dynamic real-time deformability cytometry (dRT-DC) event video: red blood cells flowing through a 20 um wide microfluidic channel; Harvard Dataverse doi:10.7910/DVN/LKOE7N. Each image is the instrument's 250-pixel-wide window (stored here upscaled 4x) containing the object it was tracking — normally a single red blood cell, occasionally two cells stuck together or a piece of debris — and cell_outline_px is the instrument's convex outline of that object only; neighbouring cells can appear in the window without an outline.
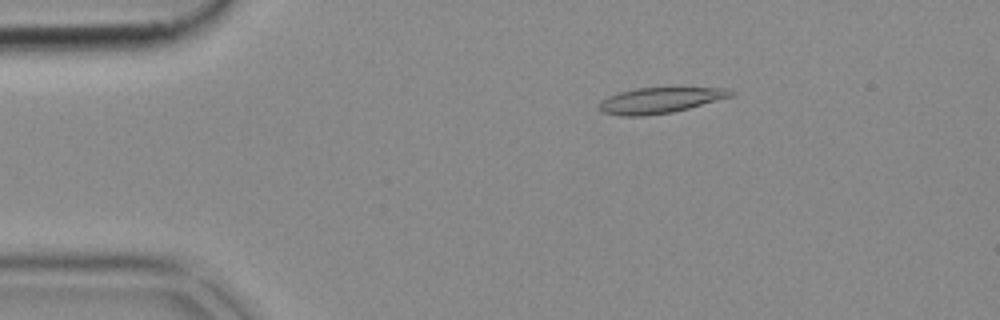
{"species": "common noctule bat (a hibernating species)", "species_latin": "Nyctalus noctula", "temperature_condition": "cold", "stored_images_in_passage": 52, "camera_frame_rate_fps": 3000, "um_per_image_px": 0.085, "animal": {"sex": "female", "body_mass_g": 18.4}, "frame": {"image": 1, "passage_image": 9, "time_ms": 2.667, "image_size_px": [1000, 320], "cell_outline_px": [[736, 92], [732, 96], [688, 108], [672, 112], [644, 116], [620, 116], [604, 112], [600, 108], [600, 104], [604, 100], [620, 92], [636, 88], [728, 88]], "centroid_in_image_um": [56.15, 8.53], "position_along_channel_um": 28.8, "area_um2": 19.25}}
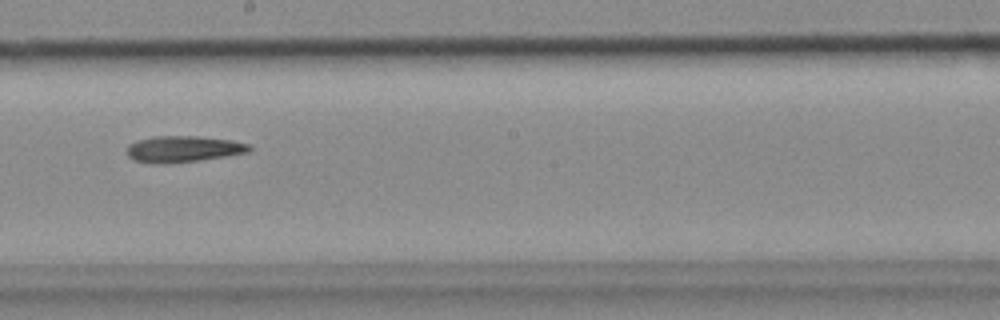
{"frame": {"image": 2, "passage_image": 29, "time_ms": 9.333, "image_size_px": [1000, 320], "cell_outline_px": [[252, 148], [248, 152], [224, 156], [196, 160], [152, 164], [132, 160], [128, 156], [128, 144], [136, 140], [152, 136], [196, 136], [232, 140], [248, 144]], "centroid_in_image_um": [15.52, 12.65], "position_along_channel_um": 232.7, "area_um2": 18.55}}
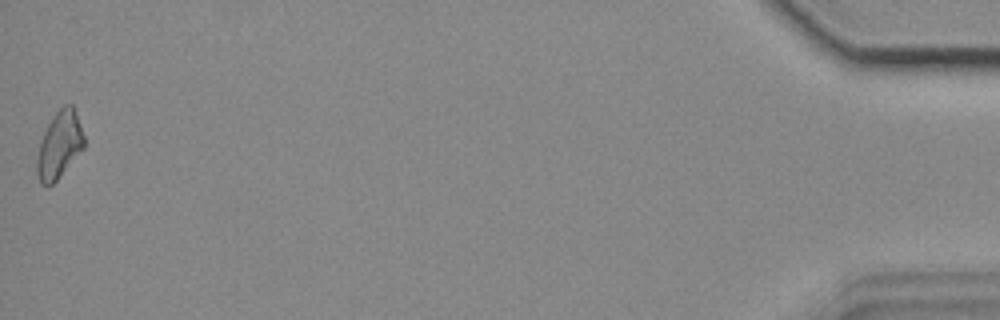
{"frame": {"image": 3, "passage_image": 52, "time_ms": 17.0, "image_size_px": [1000, 320], "cell_outline_px": [[84, 148], [56, 180], [48, 188], [40, 184], [36, 172], [36, 160], [40, 140], [52, 116], [64, 104], [72, 104], [80, 124], [84, 136]], "centroid_in_image_um": [5.02, 12.34], "position_along_channel_um": 430.2, "area_um2": 18.38}}